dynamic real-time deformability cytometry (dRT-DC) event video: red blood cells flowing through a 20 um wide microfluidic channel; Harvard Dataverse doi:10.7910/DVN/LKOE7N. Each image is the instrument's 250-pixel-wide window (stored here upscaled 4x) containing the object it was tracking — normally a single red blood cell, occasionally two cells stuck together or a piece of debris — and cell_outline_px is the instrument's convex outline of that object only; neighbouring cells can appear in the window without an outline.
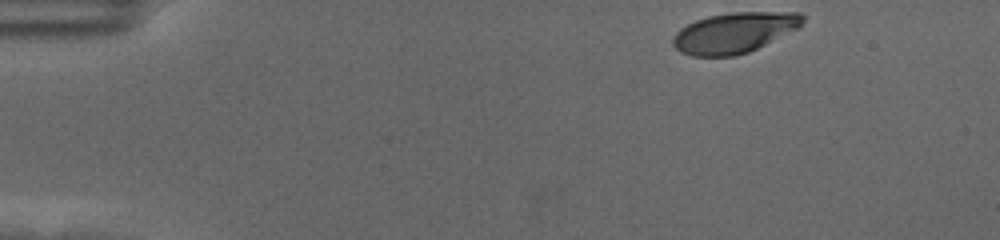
{"species": "human", "species_latin": "Homo sapiens", "temperature_condition": "cold", "stored_images_in_passage": 52, "camera_frame_rate_fps": 3000, "um_per_image_px": 0.085, "donor": {"sex": "female"}, "frame": {"image": 1, "passage_image": 1, "time_ms": 0.0, "image_size_px": [1000, 240], "cell_outline_px": [[804, 20], [796, 28], [748, 52], [736, 56], [692, 56], [680, 52], [672, 44], [672, 36], [680, 28], [696, 20], [708, 16], [732, 12], [800, 12], [804, 16]], "centroid_in_image_um": [62.35, 2.77], "position_along_channel_um": 22.6, "area_um2": 30.29}}
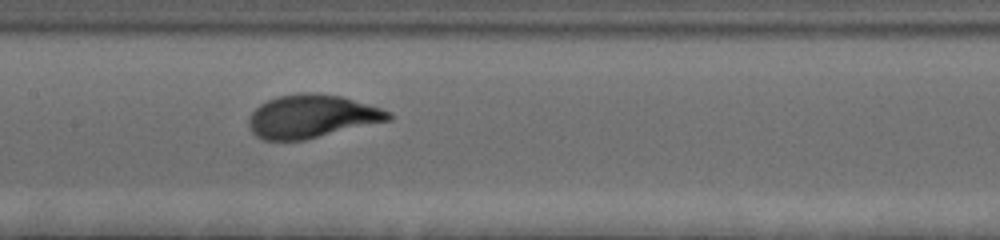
{"frame": {"image": 2, "passage_image": 23, "time_ms": 7.333, "image_size_px": [1000, 240], "cell_outline_px": [[392, 120], [304, 140], [264, 140], [256, 136], [248, 128], [248, 116], [260, 104], [268, 100], [280, 96], [300, 92], [316, 92], [340, 96], [380, 108], [392, 112]], "centroid_in_image_um": [26.48, 9.89], "position_along_channel_um": 180.9, "area_um2": 35.26}}
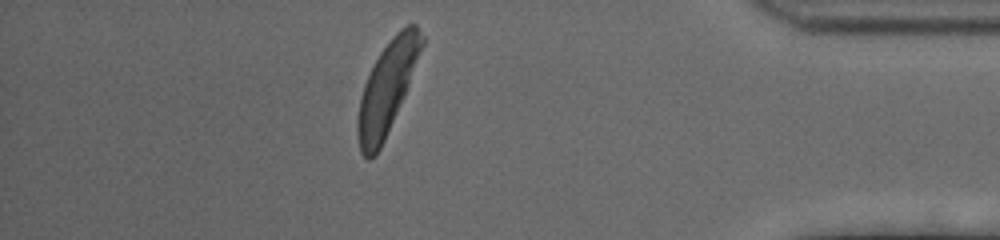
{"frame": {"image": 3, "passage_image": 45, "time_ms": 14.667, "image_size_px": [1000, 240], "cell_outline_px": [[424, 44], [408, 84], [384, 140], [380, 148], [368, 160], [360, 152], [356, 132], [356, 120], [360, 100], [364, 84], [380, 52], [392, 36], [400, 28], [408, 24], [416, 24], [424, 36]], "centroid_in_image_um": [32.88, 7.44], "position_along_channel_um": 402.3, "area_um2": 33.47}, "authors_computed_cell_mechanics": {"area_um2": 34.0153, "velocity_mm_per_s": 3.4943, "shape_relaxation_time_tau1_ms": 2.7043, "shape_relaxation_time_tau2_ms": null, "deformation_change_tau1": 0.2005, "deformation_change_tau2": null}}